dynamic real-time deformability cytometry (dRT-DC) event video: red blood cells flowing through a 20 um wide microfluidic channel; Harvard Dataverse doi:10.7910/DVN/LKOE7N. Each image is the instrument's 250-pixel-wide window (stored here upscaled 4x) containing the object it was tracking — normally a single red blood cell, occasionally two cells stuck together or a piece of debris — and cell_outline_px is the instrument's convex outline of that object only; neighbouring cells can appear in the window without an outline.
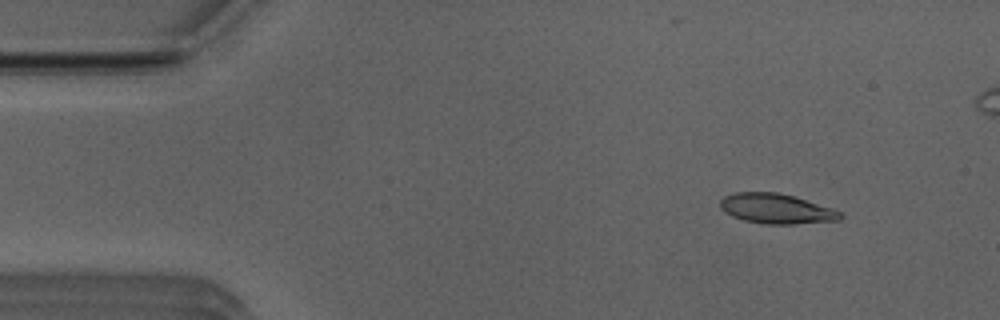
{"species": "Egyptian fruit bat (a non-hibernating species)", "species_latin": "Rousettus aegyptiacus", "temperature_condition": "room temperature", "stored_images_in_passage": 48, "segment_of_instrument_passage": [1, 2], "camera_frame_rate_fps": 3000, "um_per_image_px": 0.085, "animal": {"sex": "male"}, "frame": {"image": 1, "passage_image": 1, "time_ms": 0.0, "image_size_px": [1000, 320], "cell_outline_px": [[844, 216], [840, 220], [792, 224], [764, 224], [744, 220], [732, 216], [724, 212], [720, 208], [720, 200], [724, 196], [736, 192], [776, 192], [792, 196], [832, 208], [840, 212]], "centroid_in_image_um": [65.96, 17.74], "position_along_channel_um": 19.0, "area_um2": 20.87}}
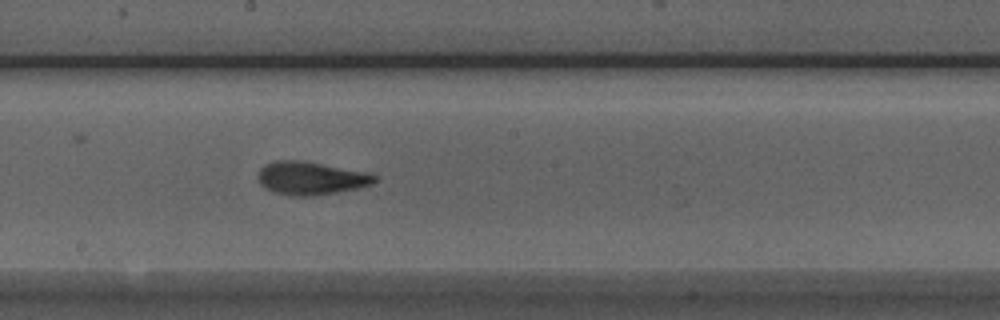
{"frame": {"image": 2, "passage_image": 23, "time_ms": 7.333, "image_size_px": [1000, 320], "cell_outline_px": [[380, 180], [372, 184], [356, 188], [336, 192], [312, 196], [288, 196], [264, 188], [260, 184], [256, 176], [260, 168], [264, 164], [276, 160], [296, 160], [368, 172], [380, 176]], "centroid_in_image_um": [26.41, 15.15], "position_along_channel_um": 221.8, "area_um2": 22.6}}
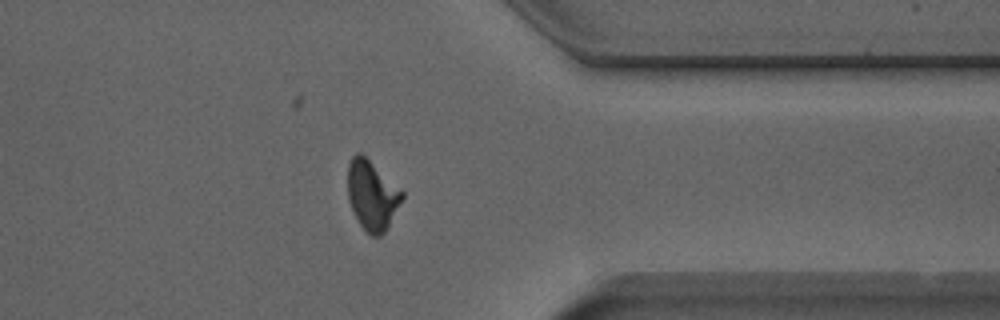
{"frame": {"image": 3, "passage_image": 36, "time_ms": 11.667, "image_size_px": [1000, 320], "cell_outline_px": [[404, 196], [384, 232], [380, 236], [372, 236], [360, 224], [352, 208], [348, 196], [348, 164], [352, 156], [356, 152], [360, 152], [404, 192]], "centroid_in_image_um": [31.61, 16.57], "position_along_channel_um": 379.8, "area_um2": 21.44}}